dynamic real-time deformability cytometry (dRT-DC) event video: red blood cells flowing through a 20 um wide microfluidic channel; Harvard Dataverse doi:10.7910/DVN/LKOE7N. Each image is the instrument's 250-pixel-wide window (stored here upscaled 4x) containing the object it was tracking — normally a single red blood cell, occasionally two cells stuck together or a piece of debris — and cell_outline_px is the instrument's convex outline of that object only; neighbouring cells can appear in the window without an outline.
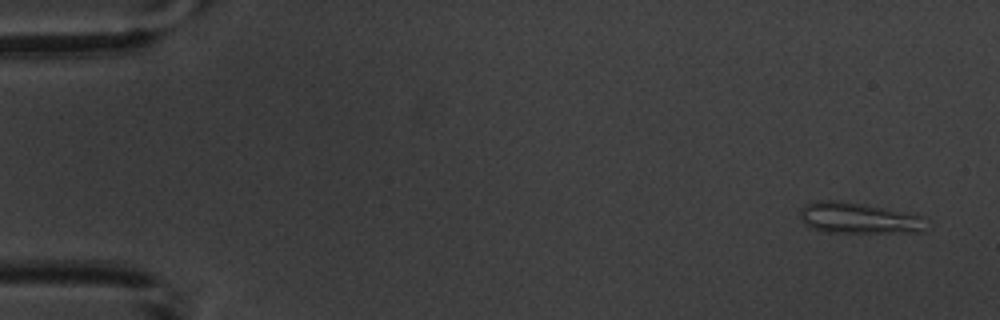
{"species": "common noctule bat (a hibernating species)", "species_latin": "Nyctalus noctula", "temperature_condition": "warm", "stored_images_in_passage": 5, "camera_frame_rate_fps": 3000, "um_per_image_px": 0.085, "animal": {"sex": "male", "body_mass_g": 20.1, "forearm_length_mm": 53.5}, "frame": {"image": 1, "passage_image": 1, "time_ms": 0.0, "image_size_px": [1000, 320], "cell_outline_px": [[932, 224], [924, 232], [824, 232], [804, 224], [800, 220], [800, 208], [804, 204], [820, 200], [836, 200], [864, 204], [884, 208], [920, 216]], "centroid_in_image_um": [72.99, 18.54], "position_along_channel_um": 12.0, "area_um2": 22.89}}